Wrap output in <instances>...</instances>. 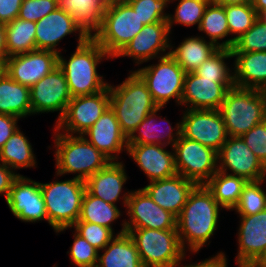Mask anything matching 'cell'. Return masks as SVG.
<instances>
[{
  "mask_svg": "<svg viewBox=\"0 0 266 267\" xmlns=\"http://www.w3.org/2000/svg\"><path fill=\"white\" fill-rule=\"evenodd\" d=\"M222 207L206 185H196L177 217V232L181 246L196 253L210 243L218 227ZM187 245V246H186Z\"/></svg>",
  "mask_w": 266,
  "mask_h": 267,
  "instance_id": "obj_1",
  "label": "cell"
},
{
  "mask_svg": "<svg viewBox=\"0 0 266 267\" xmlns=\"http://www.w3.org/2000/svg\"><path fill=\"white\" fill-rule=\"evenodd\" d=\"M61 54H58V67L65 75L71 97L93 95L108 86L98 74L97 66L103 59L111 57L92 37L77 45L68 60Z\"/></svg>",
  "mask_w": 266,
  "mask_h": 267,
  "instance_id": "obj_2",
  "label": "cell"
},
{
  "mask_svg": "<svg viewBox=\"0 0 266 267\" xmlns=\"http://www.w3.org/2000/svg\"><path fill=\"white\" fill-rule=\"evenodd\" d=\"M108 87L110 107L127 138L149 113L159 108L147 84L135 71H131L121 84L114 86L108 83Z\"/></svg>",
  "mask_w": 266,
  "mask_h": 267,
  "instance_id": "obj_3",
  "label": "cell"
},
{
  "mask_svg": "<svg viewBox=\"0 0 266 267\" xmlns=\"http://www.w3.org/2000/svg\"><path fill=\"white\" fill-rule=\"evenodd\" d=\"M56 175L76 173L75 178L86 181L111 160L89 143L83 135H70L54 128ZM79 172V173H78Z\"/></svg>",
  "mask_w": 266,
  "mask_h": 267,
  "instance_id": "obj_4",
  "label": "cell"
},
{
  "mask_svg": "<svg viewBox=\"0 0 266 267\" xmlns=\"http://www.w3.org/2000/svg\"><path fill=\"white\" fill-rule=\"evenodd\" d=\"M219 112L228 136L241 137L266 119V91L234 86L227 91Z\"/></svg>",
  "mask_w": 266,
  "mask_h": 267,
  "instance_id": "obj_5",
  "label": "cell"
},
{
  "mask_svg": "<svg viewBox=\"0 0 266 267\" xmlns=\"http://www.w3.org/2000/svg\"><path fill=\"white\" fill-rule=\"evenodd\" d=\"M49 225L56 233L71 228L79 219L86 191L85 181L75 177L40 183Z\"/></svg>",
  "mask_w": 266,
  "mask_h": 267,
  "instance_id": "obj_6",
  "label": "cell"
},
{
  "mask_svg": "<svg viewBox=\"0 0 266 267\" xmlns=\"http://www.w3.org/2000/svg\"><path fill=\"white\" fill-rule=\"evenodd\" d=\"M144 267H178L185 259L177 229H126Z\"/></svg>",
  "mask_w": 266,
  "mask_h": 267,
  "instance_id": "obj_7",
  "label": "cell"
},
{
  "mask_svg": "<svg viewBox=\"0 0 266 267\" xmlns=\"http://www.w3.org/2000/svg\"><path fill=\"white\" fill-rule=\"evenodd\" d=\"M143 27L137 12L122 0L107 6L99 30L92 38L114 59Z\"/></svg>",
  "mask_w": 266,
  "mask_h": 267,
  "instance_id": "obj_8",
  "label": "cell"
},
{
  "mask_svg": "<svg viewBox=\"0 0 266 267\" xmlns=\"http://www.w3.org/2000/svg\"><path fill=\"white\" fill-rule=\"evenodd\" d=\"M158 59L157 64L138 68L135 72L147 84L158 107L163 108L172 98L181 105L186 73L170 54Z\"/></svg>",
  "mask_w": 266,
  "mask_h": 267,
  "instance_id": "obj_9",
  "label": "cell"
},
{
  "mask_svg": "<svg viewBox=\"0 0 266 267\" xmlns=\"http://www.w3.org/2000/svg\"><path fill=\"white\" fill-rule=\"evenodd\" d=\"M172 149L177 173L196 185H205L218 171L217 152L210 147L181 135Z\"/></svg>",
  "mask_w": 266,
  "mask_h": 267,
  "instance_id": "obj_10",
  "label": "cell"
},
{
  "mask_svg": "<svg viewBox=\"0 0 266 267\" xmlns=\"http://www.w3.org/2000/svg\"><path fill=\"white\" fill-rule=\"evenodd\" d=\"M110 106L109 87L85 96L72 97L63 117L55 123V129L64 134L82 135Z\"/></svg>",
  "mask_w": 266,
  "mask_h": 267,
  "instance_id": "obj_11",
  "label": "cell"
},
{
  "mask_svg": "<svg viewBox=\"0 0 266 267\" xmlns=\"http://www.w3.org/2000/svg\"><path fill=\"white\" fill-rule=\"evenodd\" d=\"M126 208L130 221L123 220L116 235L127 233L126 229H177V217L156 204L143 188L131 191Z\"/></svg>",
  "mask_w": 266,
  "mask_h": 267,
  "instance_id": "obj_12",
  "label": "cell"
},
{
  "mask_svg": "<svg viewBox=\"0 0 266 267\" xmlns=\"http://www.w3.org/2000/svg\"><path fill=\"white\" fill-rule=\"evenodd\" d=\"M181 135L204 146L220 150L228 139L219 110L186 109L181 120Z\"/></svg>",
  "mask_w": 266,
  "mask_h": 267,
  "instance_id": "obj_13",
  "label": "cell"
},
{
  "mask_svg": "<svg viewBox=\"0 0 266 267\" xmlns=\"http://www.w3.org/2000/svg\"><path fill=\"white\" fill-rule=\"evenodd\" d=\"M218 171L259 181L266 178V166L246 145L242 137L229 136L217 152ZM232 173H228V172Z\"/></svg>",
  "mask_w": 266,
  "mask_h": 267,
  "instance_id": "obj_14",
  "label": "cell"
},
{
  "mask_svg": "<svg viewBox=\"0 0 266 267\" xmlns=\"http://www.w3.org/2000/svg\"><path fill=\"white\" fill-rule=\"evenodd\" d=\"M71 98L65 75L56 67L30 88L32 115L59 111L57 123Z\"/></svg>",
  "mask_w": 266,
  "mask_h": 267,
  "instance_id": "obj_15",
  "label": "cell"
},
{
  "mask_svg": "<svg viewBox=\"0 0 266 267\" xmlns=\"http://www.w3.org/2000/svg\"><path fill=\"white\" fill-rule=\"evenodd\" d=\"M168 21L144 25L141 31L115 57H131L136 65L169 54L171 40ZM166 52V54H165ZM163 53V54H162Z\"/></svg>",
  "mask_w": 266,
  "mask_h": 267,
  "instance_id": "obj_16",
  "label": "cell"
},
{
  "mask_svg": "<svg viewBox=\"0 0 266 267\" xmlns=\"http://www.w3.org/2000/svg\"><path fill=\"white\" fill-rule=\"evenodd\" d=\"M56 67H58V54L39 49L10 56L4 61V71L14 81L29 88Z\"/></svg>",
  "mask_w": 266,
  "mask_h": 267,
  "instance_id": "obj_17",
  "label": "cell"
},
{
  "mask_svg": "<svg viewBox=\"0 0 266 267\" xmlns=\"http://www.w3.org/2000/svg\"><path fill=\"white\" fill-rule=\"evenodd\" d=\"M12 214L23 222H48L40 182L19 175L5 200Z\"/></svg>",
  "mask_w": 266,
  "mask_h": 267,
  "instance_id": "obj_18",
  "label": "cell"
},
{
  "mask_svg": "<svg viewBox=\"0 0 266 267\" xmlns=\"http://www.w3.org/2000/svg\"><path fill=\"white\" fill-rule=\"evenodd\" d=\"M35 29L36 49L52 51L57 54H60L61 51L56 46L65 36L79 32L78 45L83 44L89 38L76 24L75 19L60 7L36 22Z\"/></svg>",
  "mask_w": 266,
  "mask_h": 267,
  "instance_id": "obj_19",
  "label": "cell"
},
{
  "mask_svg": "<svg viewBox=\"0 0 266 267\" xmlns=\"http://www.w3.org/2000/svg\"><path fill=\"white\" fill-rule=\"evenodd\" d=\"M230 88L221 79H208L186 73L181 106L187 109L219 110Z\"/></svg>",
  "mask_w": 266,
  "mask_h": 267,
  "instance_id": "obj_20",
  "label": "cell"
},
{
  "mask_svg": "<svg viewBox=\"0 0 266 267\" xmlns=\"http://www.w3.org/2000/svg\"><path fill=\"white\" fill-rule=\"evenodd\" d=\"M159 144H128L127 153L150 182L177 175L174 149Z\"/></svg>",
  "mask_w": 266,
  "mask_h": 267,
  "instance_id": "obj_21",
  "label": "cell"
},
{
  "mask_svg": "<svg viewBox=\"0 0 266 267\" xmlns=\"http://www.w3.org/2000/svg\"><path fill=\"white\" fill-rule=\"evenodd\" d=\"M82 135L111 161H117L118 154L128 148V138L110 106Z\"/></svg>",
  "mask_w": 266,
  "mask_h": 267,
  "instance_id": "obj_22",
  "label": "cell"
},
{
  "mask_svg": "<svg viewBox=\"0 0 266 267\" xmlns=\"http://www.w3.org/2000/svg\"><path fill=\"white\" fill-rule=\"evenodd\" d=\"M238 267H248L266 248V209L253 215H239Z\"/></svg>",
  "mask_w": 266,
  "mask_h": 267,
  "instance_id": "obj_23",
  "label": "cell"
},
{
  "mask_svg": "<svg viewBox=\"0 0 266 267\" xmlns=\"http://www.w3.org/2000/svg\"><path fill=\"white\" fill-rule=\"evenodd\" d=\"M127 177L123 162L111 161L85 181L86 190L91 195L114 205L122 199V204L126 208L131 191L122 194V187L126 183Z\"/></svg>",
  "mask_w": 266,
  "mask_h": 267,
  "instance_id": "obj_24",
  "label": "cell"
},
{
  "mask_svg": "<svg viewBox=\"0 0 266 267\" xmlns=\"http://www.w3.org/2000/svg\"><path fill=\"white\" fill-rule=\"evenodd\" d=\"M195 186L193 181L177 174L167 179L152 181L143 189L156 204L178 217Z\"/></svg>",
  "mask_w": 266,
  "mask_h": 267,
  "instance_id": "obj_25",
  "label": "cell"
},
{
  "mask_svg": "<svg viewBox=\"0 0 266 267\" xmlns=\"http://www.w3.org/2000/svg\"><path fill=\"white\" fill-rule=\"evenodd\" d=\"M232 53L235 86L266 91V52Z\"/></svg>",
  "mask_w": 266,
  "mask_h": 267,
  "instance_id": "obj_26",
  "label": "cell"
},
{
  "mask_svg": "<svg viewBox=\"0 0 266 267\" xmlns=\"http://www.w3.org/2000/svg\"><path fill=\"white\" fill-rule=\"evenodd\" d=\"M162 107L149 113L146 118L136 127L133 133L128 137V144H159V145H171L174 147L175 143L181 136V122L176 123V128L171 126L170 121L157 116ZM163 120L168 124V128L165 131H158L157 119ZM162 121V122H163ZM164 125V124H163ZM173 130L175 131L173 133ZM138 133V134H137ZM163 141V142H162Z\"/></svg>",
  "mask_w": 266,
  "mask_h": 267,
  "instance_id": "obj_27",
  "label": "cell"
},
{
  "mask_svg": "<svg viewBox=\"0 0 266 267\" xmlns=\"http://www.w3.org/2000/svg\"><path fill=\"white\" fill-rule=\"evenodd\" d=\"M0 114L18 118L32 115L30 88L14 81L5 71L0 75Z\"/></svg>",
  "mask_w": 266,
  "mask_h": 267,
  "instance_id": "obj_28",
  "label": "cell"
},
{
  "mask_svg": "<svg viewBox=\"0 0 266 267\" xmlns=\"http://www.w3.org/2000/svg\"><path fill=\"white\" fill-rule=\"evenodd\" d=\"M173 48L175 47L171 44L169 54L181 66L185 73H190L199 68L220 47L209 40L207 42L203 36H191L185 38L178 47Z\"/></svg>",
  "mask_w": 266,
  "mask_h": 267,
  "instance_id": "obj_29",
  "label": "cell"
},
{
  "mask_svg": "<svg viewBox=\"0 0 266 267\" xmlns=\"http://www.w3.org/2000/svg\"><path fill=\"white\" fill-rule=\"evenodd\" d=\"M58 6L75 19L88 37L99 30L107 9L101 0H58Z\"/></svg>",
  "mask_w": 266,
  "mask_h": 267,
  "instance_id": "obj_30",
  "label": "cell"
},
{
  "mask_svg": "<svg viewBox=\"0 0 266 267\" xmlns=\"http://www.w3.org/2000/svg\"><path fill=\"white\" fill-rule=\"evenodd\" d=\"M98 251V267H144L138 250L128 233L115 235L112 241Z\"/></svg>",
  "mask_w": 266,
  "mask_h": 267,
  "instance_id": "obj_31",
  "label": "cell"
},
{
  "mask_svg": "<svg viewBox=\"0 0 266 267\" xmlns=\"http://www.w3.org/2000/svg\"><path fill=\"white\" fill-rule=\"evenodd\" d=\"M25 134L18 128L0 149V162L15 173L20 168H33L37 164L32 145Z\"/></svg>",
  "mask_w": 266,
  "mask_h": 267,
  "instance_id": "obj_32",
  "label": "cell"
},
{
  "mask_svg": "<svg viewBox=\"0 0 266 267\" xmlns=\"http://www.w3.org/2000/svg\"><path fill=\"white\" fill-rule=\"evenodd\" d=\"M246 183L242 177L217 171L205 185L223 209L233 210Z\"/></svg>",
  "mask_w": 266,
  "mask_h": 267,
  "instance_id": "obj_33",
  "label": "cell"
},
{
  "mask_svg": "<svg viewBox=\"0 0 266 267\" xmlns=\"http://www.w3.org/2000/svg\"><path fill=\"white\" fill-rule=\"evenodd\" d=\"M36 22L14 19L5 25L7 58L36 50Z\"/></svg>",
  "mask_w": 266,
  "mask_h": 267,
  "instance_id": "obj_34",
  "label": "cell"
},
{
  "mask_svg": "<svg viewBox=\"0 0 266 267\" xmlns=\"http://www.w3.org/2000/svg\"><path fill=\"white\" fill-rule=\"evenodd\" d=\"M120 216H122L121 211L117 205L105 202L101 198L91 195L86 190L77 222L96 223L113 231L112 224Z\"/></svg>",
  "mask_w": 266,
  "mask_h": 267,
  "instance_id": "obj_35",
  "label": "cell"
},
{
  "mask_svg": "<svg viewBox=\"0 0 266 267\" xmlns=\"http://www.w3.org/2000/svg\"><path fill=\"white\" fill-rule=\"evenodd\" d=\"M224 9L229 33L235 36L220 42V48L232 49L235 41L253 26L258 18V14L253 8L252 3L225 5Z\"/></svg>",
  "mask_w": 266,
  "mask_h": 267,
  "instance_id": "obj_36",
  "label": "cell"
},
{
  "mask_svg": "<svg viewBox=\"0 0 266 267\" xmlns=\"http://www.w3.org/2000/svg\"><path fill=\"white\" fill-rule=\"evenodd\" d=\"M233 58L230 48H219L209 59L205 60L194 72L208 79H221L230 89L235 86L234 72L225 63V59Z\"/></svg>",
  "mask_w": 266,
  "mask_h": 267,
  "instance_id": "obj_37",
  "label": "cell"
},
{
  "mask_svg": "<svg viewBox=\"0 0 266 267\" xmlns=\"http://www.w3.org/2000/svg\"><path fill=\"white\" fill-rule=\"evenodd\" d=\"M198 30L205 33L211 42L220 47L219 39H225L230 35L224 6L208 4Z\"/></svg>",
  "mask_w": 266,
  "mask_h": 267,
  "instance_id": "obj_38",
  "label": "cell"
},
{
  "mask_svg": "<svg viewBox=\"0 0 266 267\" xmlns=\"http://www.w3.org/2000/svg\"><path fill=\"white\" fill-rule=\"evenodd\" d=\"M265 181L266 179L247 181L233 210L239 215H253L265 210L266 191L261 187Z\"/></svg>",
  "mask_w": 266,
  "mask_h": 267,
  "instance_id": "obj_39",
  "label": "cell"
},
{
  "mask_svg": "<svg viewBox=\"0 0 266 267\" xmlns=\"http://www.w3.org/2000/svg\"><path fill=\"white\" fill-rule=\"evenodd\" d=\"M176 0H170V3ZM176 5L174 15L170 14L168 21V26L171 32L173 24H181L186 27L193 25H200L208 2H203L200 0H178Z\"/></svg>",
  "mask_w": 266,
  "mask_h": 267,
  "instance_id": "obj_40",
  "label": "cell"
},
{
  "mask_svg": "<svg viewBox=\"0 0 266 267\" xmlns=\"http://www.w3.org/2000/svg\"><path fill=\"white\" fill-rule=\"evenodd\" d=\"M137 12L144 25L167 21L169 13L164 9L170 0H125Z\"/></svg>",
  "mask_w": 266,
  "mask_h": 267,
  "instance_id": "obj_41",
  "label": "cell"
},
{
  "mask_svg": "<svg viewBox=\"0 0 266 267\" xmlns=\"http://www.w3.org/2000/svg\"><path fill=\"white\" fill-rule=\"evenodd\" d=\"M231 50L232 52H266V23L257 18L253 26L235 41Z\"/></svg>",
  "mask_w": 266,
  "mask_h": 267,
  "instance_id": "obj_42",
  "label": "cell"
},
{
  "mask_svg": "<svg viewBox=\"0 0 266 267\" xmlns=\"http://www.w3.org/2000/svg\"><path fill=\"white\" fill-rule=\"evenodd\" d=\"M71 228L98 251L104 249L115 237L114 231L96 223L76 222Z\"/></svg>",
  "mask_w": 266,
  "mask_h": 267,
  "instance_id": "obj_43",
  "label": "cell"
},
{
  "mask_svg": "<svg viewBox=\"0 0 266 267\" xmlns=\"http://www.w3.org/2000/svg\"><path fill=\"white\" fill-rule=\"evenodd\" d=\"M74 241L67 253L77 267L97 266L98 250L74 230Z\"/></svg>",
  "mask_w": 266,
  "mask_h": 267,
  "instance_id": "obj_44",
  "label": "cell"
},
{
  "mask_svg": "<svg viewBox=\"0 0 266 267\" xmlns=\"http://www.w3.org/2000/svg\"><path fill=\"white\" fill-rule=\"evenodd\" d=\"M58 6V0H23L17 18L38 22Z\"/></svg>",
  "mask_w": 266,
  "mask_h": 267,
  "instance_id": "obj_45",
  "label": "cell"
},
{
  "mask_svg": "<svg viewBox=\"0 0 266 267\" xmlns=\"http://www.w3.org/2000/svg\"><path fill=\"white\" fill-rule=\"evenodd\" d=\"M241 137L251 151L266 166V119Z\"/></svg>",
  "mask_w": 266,
  "mask_h": 267,
  "instance_id": "obj_46",
  "label": "cell"
},
{
  "mask_svg": "<svg viewBox=\"0 0 266 267\" xmlns=\"http://www.w3.org/2000/svg\"><path fill=\"white\" fill-rule=\"evenodd\" d=\"M23 0H0V24L6 25L18 17Z\"/></svg>",
  "mask_w": 266,
  "mask_h": 267,
  "instance_id": "obj_47",
  "label": "cell"
},
{
  "mask_svg": "<svg viewBox=\"0 0 266 267\" xmlns=\"http://www.w3.org/2000/svg\"><path fill=\"white\" fill-rule=\"evenodd\" d=\"M18 117L0 114V149L4 146L5 142L11 137L19 127L17 126Z\"/></svg>",
  "mask_w": 266,
  "mask_h": 267,
  "instance_id": "obj_48",
  "label": "cell"
},
{
  "mask_svg": "<svg viewBox=\"0 0 266 267\" xmlns=\"http://www.w3.org/2000/svg\"><path fill=\"white\" fill-rule=\"evenodd\" d=\"M19 175V173H15L11 168L0 162V196L5 194V199H7L12 184Z\"/></svg>",
  "mask_w": 266,
  "mask_h": 267,
  "instance_id": "obj_49",
  "label": "cell"
},
{
  "mask_svg": "<svg viewBox=\"0 0 266 267\" xmlns=\"http://www.w3.org/2000/svg\"><path fill=\"white\" fill-rule=\"evenodd\" d=\"M178 267H228L227 266V258L224 252H218L217 255L210 257L208 259H205L204 261H201L199 263H192L189 265L181 266V264L178 265Z\"/></svg>",
  "mask_w": 266,
  "mask_h": 267,
  "instance_id": "obj_50",
  "label": "cell"
},
{
  "mask_svg": "<svg viewBox=\"0 0 266 267\" xmlns=\"http://www.w3.org/2000/svg\"><path fill=\"white\" fill-rule=\"evenodd\" d=\"M7 59L5 25L0 24V61Z\"/></svg>",
  "mask_w": 266,
  "mask_h": 267,
  "instance_id": "obj_51",
  "label": "cell"
},
{
  "mask_svg": "<svg viewBox=\"0 0 266 267\" xmlns=\"http://www.w3.org/2000/svg\"><path fill=\"white\" fill-rule=\"evenodd\" d=\"M248 267H266V248Z\"/></svg>",
  "mask_w": 266,
  "mask_h": 267,
  "instance_id": "obj_52",
  "label": "cell"
},
{
  "mask_svg": "<svg viewBox=\"0 0 266 267\" xmlns=\"http://www.w3.org/2000/svg\"><path fill=\"white\" fill-rule=\"evenodd\" d=\"M253 0H213L212 3L225 6V5H234V4H249Z\"/></svg>",
  "mask_w": 266,
  "mask_h": 267,
  "instance_id": "obj_53",
  "label": "cell"
},
{
  "mask_svg": "<svg viewBox=\"0 0 266 267\" xmlns=\"http://www.w3.org/2000/svg\"><path fill=\"white\" fill-rule=\"evenodd\" d=\"M252 5L258 15L266 10V0H253Z\"/></svg>",
  "mask_w": 266,
  "mask_h": 267,
  "instance_id": "obj_54",
  "label": "cell"
},
{
  "mask_svg": "<svg viewBox=\"0 0 266 267\" xmlns=\"http://www.w3.org/2000/svg\"><path fill=\"white\" fill-rule=\"evenodd\" d=\"M103 3H105L107 6H110L112 4H115L116 2L122 1V0H101Z\"/></svg>",
  "mask_w": 266,
  "mask_h": 267,
  "instance_id": "obj_55",
  "label": "cell"
},
{
  "mask_svg": "<svg viewBox=\"0 0 266 267\" xmlns=\"http://www.w3.org/2000/svg\"><path fill=\"white\" fill-rule=\"evenodd\" d=\"M258 18L263 21L264 23H266V10L262 11L259 15Z\"/></svg>",
  "mask_w": 266,
  "mask_h": 267,
  "instance_id": "obj_56",
  "label": "cell"
},
{
  "mask_svg": "<svg viewBox=\"0 0 266 267\" xmlns=\"http://www.w3.org/2000/svg\"><path fill=\"white\" fill-rule=\"evenodd\" d=\"M4 71V62L0 61V75L3 73Z\"/></svg>",
  "mask_w": 266,
  "mask_h": 267,
  "instance_id": "obj_57",
  "label": "cell"
},
{
  "mask_svg": "<svg viewBox=\"0 0 266 267\" xmlns=\"http://www.w3.org/2000/svg\"><path fill=\"white\" fill-rule=\"evenodd\" d=\"M200 1L208 2L210 4V3H212L213 0H200Z\"/></svg>",
  "mask_w": 266,
  "mask_h": 267,
  "instance_id": "obj_58",
  "label": "cell"
}]
</instances>
